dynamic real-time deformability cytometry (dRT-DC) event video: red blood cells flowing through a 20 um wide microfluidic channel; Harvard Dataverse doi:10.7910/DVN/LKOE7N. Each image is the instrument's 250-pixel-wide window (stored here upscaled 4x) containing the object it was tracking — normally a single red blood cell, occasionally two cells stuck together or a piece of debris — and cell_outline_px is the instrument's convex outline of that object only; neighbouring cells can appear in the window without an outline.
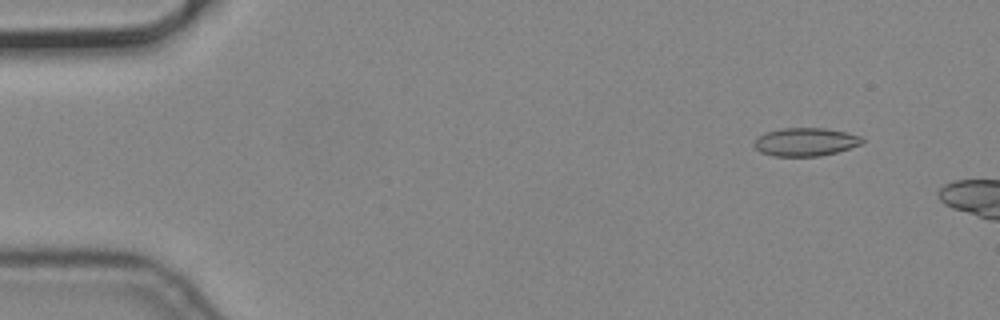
{"species": "common noctule bat (a hibernating species)", "species_latin": "Nyctalus noctula", "temperature_condition": "cold", "stored_images_in_passage": 4, "camera_frame_rate_fps": 3000, "um_per_image_px": 0.085, "animal": {"sex": "male", "body_mass_g": 19.2, "forearm_length_mm": 51.8}, "frame": {"image": 1, "passage_image": 2, "time_ms": 0.333, "image_size_px": [1000, 320], "cell_outline_px": [[864, 140], [860, 144], [836, 152], [820, 156], [772, 156], [760, 152], [756, 148], [756, 140], [764, 132], [780, 128], [824, 128], [848, 132], [860, 136]], "centroid_in_image_um": [68.46, 12.05], "position_along_channel_um": 16.5, "area_um2": 17.63}}